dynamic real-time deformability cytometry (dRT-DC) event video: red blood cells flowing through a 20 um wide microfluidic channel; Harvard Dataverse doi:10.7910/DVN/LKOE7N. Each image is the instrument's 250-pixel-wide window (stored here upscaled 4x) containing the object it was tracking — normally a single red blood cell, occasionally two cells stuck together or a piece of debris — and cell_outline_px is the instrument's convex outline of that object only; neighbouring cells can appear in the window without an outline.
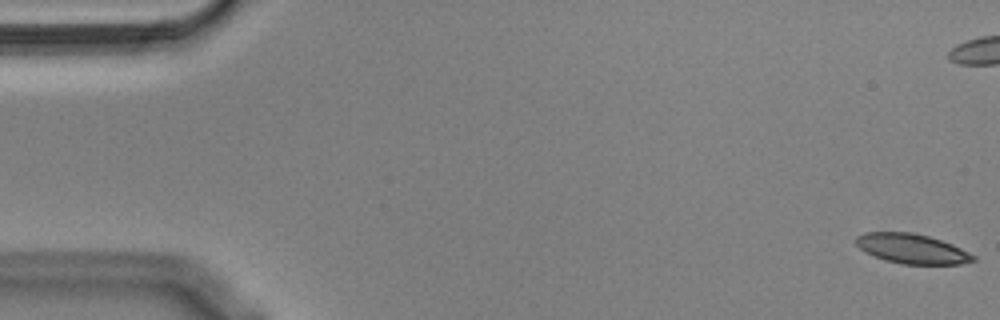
{"species": "Egyptian fruit bat (a non-hibernating species)", "species_latin": "Rousettus aegyptiacus", "temperature_condition": "cold", "stored_images_in_passage": 56, "camera_frame_rate_fps": 3000, "um_per_image_px": 0.085, "animal": {"sex": "male"}, "frame": {"image": 1, "passage_image": 1, "time_ms": 0.0, "image_size_px": [1000, 320], "cell_outline_px": [[976, 260], [960, 264], [900, 264], [884, 260], [864, 252], [856, 244], [856, 236], [864, 232], [912, 232], [928, 236], [952, 244], [976, 256]], "centroid_in_image_um": [77.49, 21.14], "position_along_channel_um": 7.5, "area_um2": 20.35}}
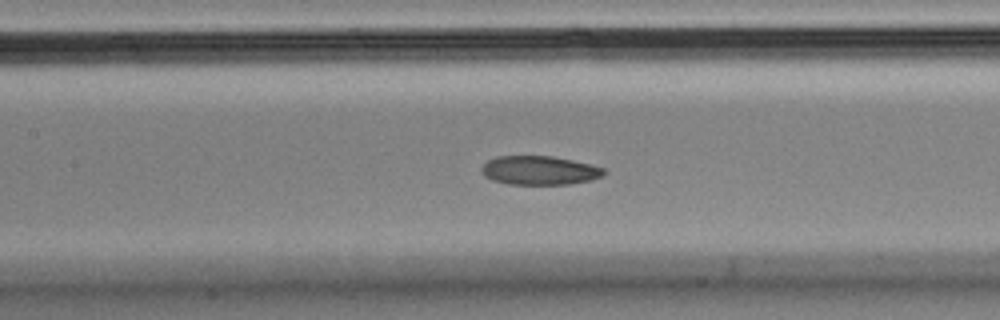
{"frame": {"image": 2, "passage_image": 25, "time_ms": 8.0, "image_size_px": [1000, 320], "cell_outline_px": [[604, 176], [592, 180], [568, 184], [508, 184], [492, 180], [484, 176], [480, 172], [480, 168], [488, 160], [496, 156], [552, 156], [572, 160], [604, 168]], "centroid_in_image_um": [45.82, 14.48], "position_along_channel_um": 161.6, "area_um2": 20.63}}
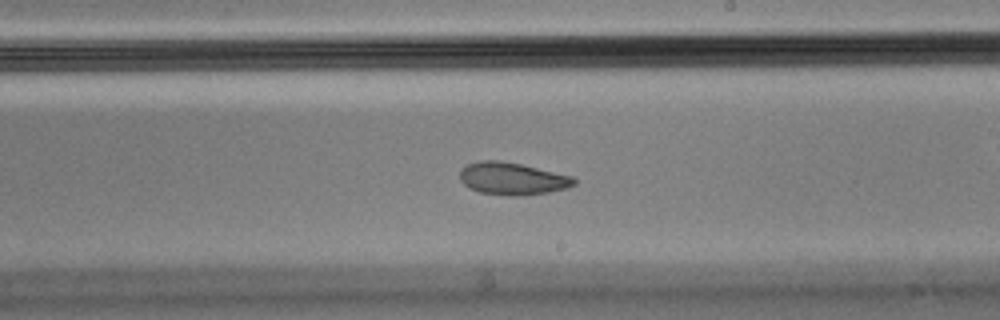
{"frame": {"image": 3, "passage_image": 32, "time_ms": 10.333, "image_size_px": [1000, 320], "cell_outline_px": [[576, 184], [568, 188], [548, 192], [524, 196], [508, 196], [480, 192], [468, 188], [460, 180], [460, 168], [468, 164], [480, 160], [500, 160], [520, 164], [572, 176], [576, 180]], "centroid_in_image_um": [43.53, 15.19], "position_along_channel_um": 245.5, "area_um2": 21.68}, "authors_computed_cell_mechanics": {"area_um2": 21.8773, "velocity_mm_per_s": 3.6076, "shape_relaxation_time_tau1_ms": null, "shape_relaxation_time_tau2_ms": 4.2789, "deformation_change_tau1": null, "deformation_change_tau2": 0.0988}}